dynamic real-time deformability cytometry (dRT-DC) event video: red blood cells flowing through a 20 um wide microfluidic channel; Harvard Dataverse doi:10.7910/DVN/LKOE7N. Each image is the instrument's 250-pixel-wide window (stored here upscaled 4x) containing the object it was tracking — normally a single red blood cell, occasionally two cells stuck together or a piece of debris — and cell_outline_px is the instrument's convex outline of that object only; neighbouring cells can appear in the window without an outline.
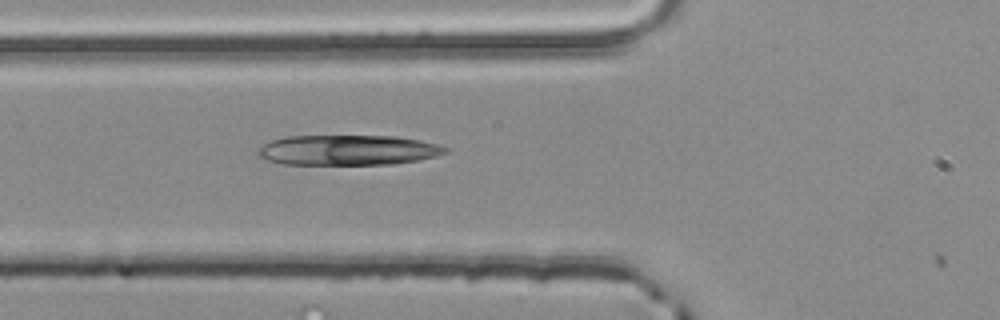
{"species": "common noctule bat (a hibernating species)", "species_latin": "Nyctalus noctula", "temperature_condition": "room temperature", "stored_images_in_passage": 4, "camera_frame_rate_fps": 3000, "um_per_image_px": 0.085, "animal": {"sex": "male", "body_mass_g": 20.4}, "frame": {"image": 1, "passage_image": 4, "time_ms": 1.0, "image_size_px": [1000, 320], "cell_outline_px": [[448, 152], [436, 156], [420, 160], [392, 164], [284, 164], [268, 160], [260, 156], [256, 152], [264, 144], [272, 140], [288, 136], [396, 136], [420, 140], [436, 144], [448, 148]], "centroid_in_image_um": [29.61, 12.76], "position_along_channel_um": 96.2, "area_um2": 32.83}}